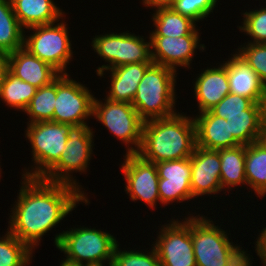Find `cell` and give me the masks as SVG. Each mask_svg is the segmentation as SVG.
<instances>
[{"instance_id":"1","label":"cell","mask_w":266,"mask_h":266,"mask_svg":"<svg viewBox=\"0 0 266 266\" xmlns=\"http://www.w3.org/2000/svg\"><path fill=\"white\" fill-rule=\"evenodd\" d=\"M22 180L17 202L11 208L8 230L32 250L77 203H90L87 194L72 185L24 176Z\"/></svg>"},{"instance_id":"2","label":"cell","mask_w":266,"mask_h":266,"mask_svg":"<svg viewBox=\"0 0 266 266\" xmlns=\"http://www.w3.org/2000/svg\"><path fill=\"white\" fill-rule=\"evenodd\" d=\"M195 147L194 118L178 112L143 123L142 143L137 154L145 161L159 163L189 158Z\"/></svg>"},{"instance_id":"3","label":"cell","mask_w":266,"mask_h":266,"mask_svg":"<svg viewBox=\"0 0 266 266\" xmlns=\"http://www.w3.org/2000/svg\"><path fill=\"white\" fill-rule=\"evenodd\" d=\"M190 234L196 266L247 265V251L233 245L228 233L207 217L191 215Z\"/></svg>"},{"instance_id":"4","label":"cell","mask_w":266,"mask_h":266,"mask_svg":"<svg viewBox=\"0 0 266 266\" xmlns=\"http://www.w3.org/2000/svg\"><path fill=\"white\" fill-rule=\"evenodd\" d=\"M176 72L156 63L147 68L131 103L144 122L177 113L174 110L177 99L175 98Z\"/></svg>"},{"instance_id":"5","label":"cell","mask_w":266,"mask_h":266,"mask_svg":"<svg viewBox=\"0 0 266 266\" xmlns=\"http://www.w3.org/2000/svg\"><path fill=\"white\" fill-rule=\"evenodd\" d=\"M54 243L66 255L64 260L84 266L113 262L118 241L110 233L81 227L57 234Z\"/></svg>"},{"instance_id":"6","label":"cell","mask_w":266,"mask_h":266,"mask_svg":"<svg viewBox=\"0 0 266 266\" xmlns=\"http://www.w3.org/2000/svg\"><path fill=\"white\" fill-rule=\"evenodd\" d=\"M93 133L87 124L68 125L66 148L61 153L58 162L42 179L72 185L85 195L84 191L80 189L81 185H78L79 183L76 182L75 177L72 178L70 173L86 172L93 154Z\"/></svg>"},{"instance_id":"7","label":"cell","mask_w":266,"mask_h":266,"mask_svg":"<svg viewBox=\"0 0 266 266\" xmlns=\"http://www.w3.org/2000/svg\"><path fill=\"white\" fill-rule=\"evenodd\" d=\"M68 125L52 121L29 123L25 137L30 141L33 170L22 175L42 178L59 160L66 148Z\"/></svg>"},{"instance_id":"8","label":"cell","mask_w":266,"mask_h":266,"mask_svg":"<svg viewBox=\"0 0 266 266\" xmlns=\"http://www.w3.org/2000/svg\"><path fill=\"white\" fill-rule=\"evenodd\" d=\"M92 48L107 63L99 66L97 75L104 71L131 63H153L151 58V39L145 41L141 36L126 32L97 35L92 39Z\"/></svg>"},{"instance_id":"9","label":"cell","mask_w":266,"mask_h":266,"mask_svg":"<svg viewBox=\"0 0 266 266\" xmlns=\"http://www.w3.org/2000/svg\"><path fill=\"white\" fill-rule=\"evenodd\" d=\"M66 22L37 25L30 28L33 34L24 36L23 47L60 74H67V64L73 58Z\"/></svg>"},{"instance_id":"10","label":"cell","mask_w":266,"mask_h":266,"mask_svg":"<svg viewBox=\"0 0 266 266\" xmlns=\"http://www.w3.org/2000/svg\"><path fill=\"white\" fill-rule=\"evenodd\" d=\"M93 116L117 139L125 143L126 147L128 146L126 154L138 153L142 143L144 121L132 104L115 102L107 98L103 103L94 97Z\"/></svg>"},{"instance_id":"11","label":"cell","mask_w":266,"mask_h":266,"mask_svg":"<svg viewBox=\"0 0 266 266\" xmlns=\"http://www.w3.org/2000/svg\"><path fill=\"white\" fill-rule=\"evenodd\" d=\"M61 74L56 79V99L53 122L66 125L87 124L93 116L94 95L80 82Z\"/></svg>"},{"instance_id":"12","label":"cell","mask_w":266,"mask_h":266,"mask_svg":"<svg viewBox=\"0 0 266 266\" xmlns=\"http://www.w3.org/2000/svg\"><path fill=\"white\" fill-rule=\"evenodd\" d=\"M177 220V221H176ZM172 219L161 226L153 245L161 266H196L190 234V216L185 220Z\"/></svg>"},{"instance_id":"13","label":"cell","mask_w":266,"mask_h":266,"mask_svg":"<svg viewBox=\"0 0 266 266\" xmlns=\"http://www.w3.org/2000/svg\"><path fill=\"white\" fill-rule=\"evenodd\" d=\"M124 159L121 170L127 184L125 191L132 201L142 200L154 209L160 201L155 163L143 160L138 154H126Z\"/></svg>"},{"instance_id":"14","label":"cell","mask_w":266,"mask_h":266,"mask_svg":"<svg viewBox=\"0 0 266 266\" xmlns=\"http://www.w3.org/2000/svg\"><path fill=\"white\" fill-rule=\"evenodd\" d=\"M159 177L158 192L164 206L175 201L193 200L191 191V157L155 163Z\"/></svg>"},{"instance_id":"15","label":"cell","mask_w":266,"mask_h":266,"mask_svg":"<svg viewBox=\"0 0 266 266\" xmlns=\"http://www.w3.org/2000/svg\"><path fill=\"white\" fill-rule=\"evenodd\" d=\"M199 37V35L150 36L153 63L169 67L175 71H177L178 66L189 68L195 49L199 47L200 50H205L204 44L199 43Z\"/></svg>"},{"instance_id":"16","label":"cell","mask_w":266,"mask_h":266,"mask_svg":"<svg viewBox=\"0 0 266 266\" xmlns=\"http://www.w3.org/2000/svg\"><path fill=\"white\" fill-rule=\"evenodd\" d=\"M220 156L218 150L196 146L191 156L192 197L217 194L222 191L220 184Z\"/></svg>"},{"instance_id":"17","label":"cell","mask_w":266,"mask_h":266,"mask_svg":"<svg viewBox=\"0 0 266 266\" xmlns=\"http://www.w3.org/2000/svg\"><path fill=\"white\" fill-rule=\"evenodd\" d=\"M223 63L227 69L230 93L247 97L254 103H266V86L257 73L237 53Z\"/></svg>"},{"instance_id":"18","label":"cell","mask_w":266,"mask_h":266,"mask_svg":"<svg viewBox=\"0 0 266 266\" xmlns=\"http://www.w3.org/2000/svg\"><path fill=\"white\" fill-rule=\"evenodd\" d=\"M9 71L36 88L51 84L61 75L24 47L9 54Z\"/></svg>"},{"instance_id":"19","label":"cell","mask_w":266,"mask_h":266,"mask_svg":"<svg viewBox=\"0 0 266 266\" xmlns=\"http://www.w3.org/2000/svg\"><path fill=\"white\" fill-rule=\"evenodd\" d=\"M196 146L219 150L241 145L230 133L226 119L215 116L210 110L194 117Z\"/></svg>"},{"instance_id":"20","label":"cell","mask_w":266,"mask_h":266,"mask_svg":"<svg viewBox=\"0 0 266 266\" xmlns=\"http://www.w3.org/2000/svg\"><path fill=\"white\" fill-rule=\"evenodd\" d=\"M194 83V94L200 113L209 111L230 93L227 69L224 64H220L217 68L207 67Z\"/></svg>"},{"instance_id":"21","label":"cell","mask_w":266,"mask_h":266,"mask_svg":"<svg viewBox=\"0 0 266 266\" xmlns=\"http://www.w3.org/2000/svg\"><path fill=\"white\" fill-rule=\"evenodd\" d=\"M151 64L131 63L106 70V72H111V86L106 96L107 99L131 104L135 98L137 87Z\"/></svg>"},{"instance_id":"22","label":"cell","mask_w":266,"mask_h":266,"mask_svg":"<svg viewBox=\"0 0 266 266\" xmlns=\"http://www.w3.org/2000/svg\"><path fill=\"white\" fill-rule=\"evenodd\" d=\"M11 3L15 16L24 29L56 23L64 16V12L53 0H11Z\"/></svg>"},{"instance_id":"23","label":"cell","mask_w":266,"mask_h":266,"mask_svg":"<svg viewBox=\"0 0 266 266\" xmlns=\"http://www.w3.org/2000/svg\"><path fill=\"white\" fill-rule=\"evenodd\" d=\"M266 117V103H253L245 114L225 115L230 133L241 145L260 141Z\"/></svg>"},{"instance_id":"24","label":"cell","mask_w":266,"mask_h":266,"mask_svg":"<svg viewBox=\"0 0 266 266\" xmlns=\"http://www.w3.org/2000/svg\"><path fill=\"white\" fill-rule=\"evenodd\" d=\"M152 16L155 29L149 36L181 37L199 35L196 22L174 11L171 7H157Z\"/></svg>"},{"instance_id":"25","label":"cell","mask_w":266,"mask_h":266,"mask_svg":"<svg viewBox=\"0 0 266 266\" xmlns=\"http://www.w3.org/2000/svg\"><path fill=\"white\" fill-rule=\"evenodd\" d=\"M245 176L257 197L266 195V146L257 141L245 145Z\"/></svg>"},{"instance_id":"26","label":"cell","mask_w":266,"mask_h":266,"mask_svg":"<svg viewBox=\"0 0 266 266\" xmlns=\"http://www.w3.org/2000/svg\"><path fill=\"white\" fill-rule=\"evenodd\" d=\"M220 156V184L224 189L247 185L245 176V145L233 148L219 149ZM232 186V187H231ZM228 187V188H227Z\"/></svg>"},{"instance_id":"27","label":"cell","mask_w":266,"mask_h":266,"mask_svg":"<svg viewBox=\"0 0 266 266\" xmlns=\"http://www.w3.org/2000/svg\"><path fill=\"white\" fill-rule=\"evenodd\" d=\"M24 31L11 0H0V50L10 54L23 47Z\"/></svg>"},{"instance_id":"28","label":"cell","mask_w":266,"mask_h":266,"mask_svg":"<svg viewBox=\"0 0 266 266\" xmlns=\"http://www.w3.org/2000/svg\"><path fill=\"white\" fill-rule=\"evenodd\" d=\"M36 91L35 86L22 81L9 71L0 85V98L7 106L24 112Z\"/></svg>"},{"instance_id":"29","label":"cell","mask_w":266,"mask_h":266,"mask_svg":"<svg viewBox=\"0 0 266 266\" xmlns=\"http://www.w3.org/2000/svg\"><path fill=\"white\" fill-rule=\"evenodd\" d=\"M56 99V80L51 84L37 88L25 113L29 115L30 123L53 122V112Z\"/></svg>"},{"instance_id":"30","label":"cell","mask_w":266,"mask_h":266,"mask_svg":"<svg viewBox=\"0 0 266 266\" xmlns=\"http://www.w3.org/2000/svg\"><path fill=\"white\" fill-rule=\"evenodd\" d=\"M33 250L21 242L9 230L0 238V266H26L32 259Z\"/></svg>"},{"instance_id":"31","label":"cell","mask_w":266,"mask_h":266,"mask_svg":"<svg viewBox=\"0 0 266 266\" xmlns=\"http://www.w3.org/2000/svg\"><path fill=\"white\" fill-rule=\"evenodd\" d=\"M149 253V254H148ZM148 253L139 250H120L119 244L114 250L113 262H108V266H161L158 254L154 246Z\"/></svg>"},{"instance_id":"32","label":"cell","mask_w":266,"mask_h":266,"mask_svg":"<svg viewBox=\"0 0 266 266\" xmlns=\"http://www.w3.org/2000/svg\"><path fill=\"white\" fill-rule=\"evenodd\" d=\"M243 17V26L238 27L253 39L248 43H266V7L243 12Z\"/></svg>"},{"instance_id":"33","label":"cell","mask_w":266,"mask_h":266,"mask_svg":"<svg viewBox=\"0 0 266 266\" xmlns=\"http://www.w3.org/2000/svg\"><path fill=\"white\" fill-rule=\"evenodd\" d=\"M240 49V50H239ZM257 73L266 86V43H248L236 52Z\"/></svg>"},{"instance_id":"34","label":"cell","mask_w":266,"mask_h":266,"mask_svg":"<svg viewBox=\"0 0 266 266\" xmlns=\"http://www.w3.org/2000/svg\"><path fill=\"white\" fill-rule=\"evenodd\" d=\"M218 0H175L170 7L183 16L192 20L206 19L213 12ZM206 17V18H205Z\"/></svg>"},{"instance_id":"35","label":"cell","mask_w":266,"mask_h":266,"mask_svg":"<svg viewBox=\"0 0 266 266\" xmlns=\"http://www.w3.org/2000/svg\"><path fill=\"white\" fill-rule=\"evenodd\" d=\"M254 102L239 95L228 93L217 105L210 109V111L218 117L224 118L225 115L245 114Z\"/></svg>"},{"instance_id":"36","label":"cell","mask_w":266,"mask_h":266,"mask_svg":"<svg viewBox=\"0 0 266 266\" xmlns=\"http://www.w3.org/2000/svg\"><path fill=\"white\" fill-rule=\"evenodd\" d=\"M256 253L260 257L261 262L266 266V227L259 233V237L256 241Z\"/></svg>"},{"instance_id":"37","label":"cell","mask_w":266,"mask_h":266,"mask_svg":"<svg viewBox=\"0 0 266 266\" xmlns=\"http://www.w3.org/2000/svg\"><path fill=\"white\" fill-rule=\"evenodd\" d=\"M9 72V54L0 50V85Z\"/></svg>"},{"instance_id":"38","label":"cell","mask_w":266,"mask_h":266,"mask_svg":"<svg viewBox=\"0 0 266 266\" xmlns=\"http://www.w3.org/2000/svg\"><path fill=\"white\" fill-rule=\"evenodd\" d=\"M146 7H170L175 0H142Z\"/></svg>"},{"instance_id":"39","label":"cell","mask_w":266,"mask_h":266,"mask_svg":"<svg viewBox=\"0 0 266 266\" xmlns=\"http://www.w3.org/2000/svg\"><path fill=\"white\" fill-rule=\"evenodd\" d=\"M260 141L266 146V117L262 126Z\"/></svg>"},{"instance_id":"40","label":"cell","mask_w":266,"mask_h":266,"mask_svg":"<svg viewBox=\"0 0 266 266\" xmlns=\"http://www.w3.org/2000/svg\"><path fill=\"white\" fill-rule=\"evenodd\" d=\"M60 266H83V265H78L76 263H72V262H69V261H66V260H62Z\"/></svg>"},{"instance_id":"41","label":"cell","mask_w":266,"mask_h":266,"mask_svg":"<svg viewBox=\"0 0 266 266\" xmlns=\"http://www.w3.org/2000/svg\"><path fill=\"white\" fill-rule=\"evenodd\" d=\"M106 262L104 263H98V264H89V265H84V266H105Z\"/></svg>"},{"instance_id":"42","label":"cell","mask_w":266,"mask_h":266,"mask_svg":"<svg viewBox=\"0 0 266 266\" xmlns=\"http://www.w3.org/2000/svg\"><path fill=\"white\" fill-rule=\"evenodd\" d=\"M251 262L252 261L250 260V256L247 254V265L246 266H251L252 265Z\"/></svg>"}]
</instances>
